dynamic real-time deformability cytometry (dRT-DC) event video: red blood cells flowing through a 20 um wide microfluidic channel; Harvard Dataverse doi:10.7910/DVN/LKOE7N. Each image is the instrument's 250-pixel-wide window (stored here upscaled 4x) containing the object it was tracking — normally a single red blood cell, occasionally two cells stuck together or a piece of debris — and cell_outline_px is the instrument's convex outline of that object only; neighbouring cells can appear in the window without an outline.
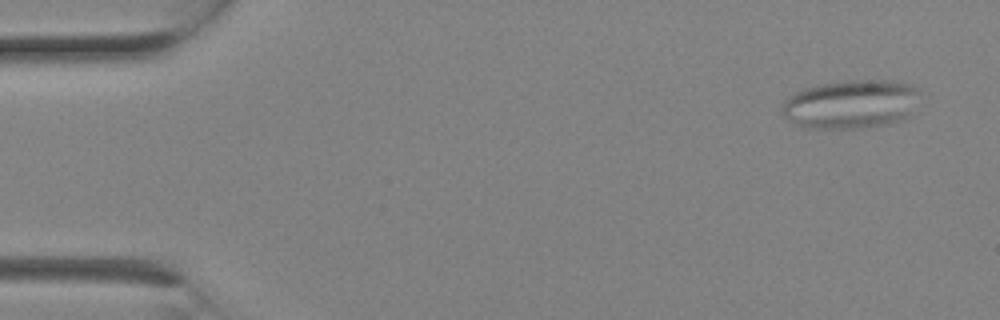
{"species": "Egyptian fruit bat (a non-hibernating species)", "species_latin": "Rousettus aegyptiacus", "temperature_condition": "room temperature", "stored_images_in_passage": 2, "camera_frame_rate_fps": 3000, "um_per_image_px": 0.085, "animal": {"sex": "female"}, "frame": {"image": 1, "passage_image": 1, "time_ms": 0.0, "image_size_px": [1000, 320], "cell_outline_px": [[920, 88], [908, 112], [900, 120], [888, 124], [856, 128], [804, 128], [784, 116], [780, 108], [784, 100], [788, 96], [804, 88], [816, 84], [848, 80], [896, 80], [912, 84]], "centroid_in_image_um": [72.26, 8.83], "position_along_channel_um": 12.7, "area_um2": 38.96}}